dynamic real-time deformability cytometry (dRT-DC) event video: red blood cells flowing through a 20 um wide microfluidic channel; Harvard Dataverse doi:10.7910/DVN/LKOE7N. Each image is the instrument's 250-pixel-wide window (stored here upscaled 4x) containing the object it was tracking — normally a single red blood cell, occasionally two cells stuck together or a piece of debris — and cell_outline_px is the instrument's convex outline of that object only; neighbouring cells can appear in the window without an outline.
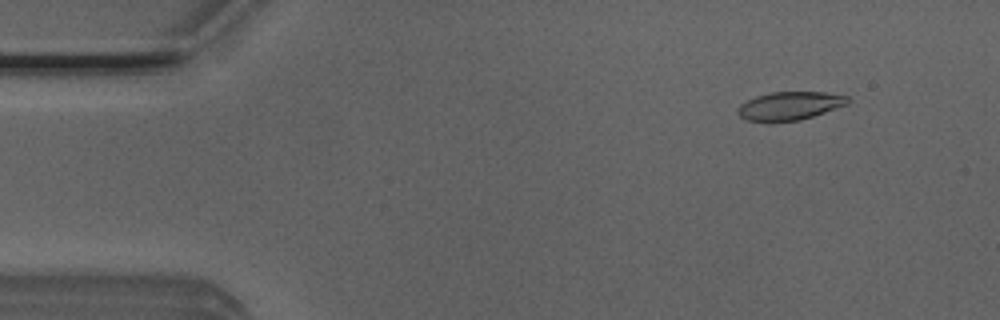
{"species": "Egyptian fruit bat (a non-hibernating species)", "species_latin": "Rousettus aegyptiacus", "temperature_condition": "room temperature", "stored_images_in_passage": 4, "camera_frame_rate_fps": 3000, "um_per_image_px": 0.085, "animal": {"sex": "male"}, "frame": {"image": 1, "passage_image": 2, "time_ms": 0.333, "image_size_px": [1000, 320], "cell_outline_px": [[852, 100], [848, 104], [800, 120], [744, 120], [736, 112], [740, 104], [756, 96], [768, 92], [824, 92], [848, 96]], "centroid_in_image_um": [67.15, 8.97], "position_along_channel_um": 17.9, "area_um2": 17.86}}